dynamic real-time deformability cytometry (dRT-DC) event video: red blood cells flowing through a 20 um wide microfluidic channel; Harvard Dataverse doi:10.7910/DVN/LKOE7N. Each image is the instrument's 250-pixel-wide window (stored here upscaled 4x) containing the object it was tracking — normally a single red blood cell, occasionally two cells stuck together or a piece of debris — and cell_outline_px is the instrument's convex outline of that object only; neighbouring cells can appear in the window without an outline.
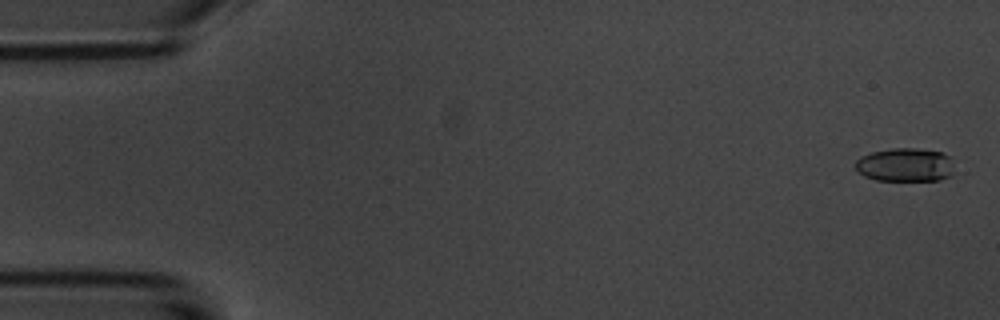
{"species": "common noctule bat (a hibernating species)", "species_latin": "Nyctalus noctula", "temperature_condition": "room temperature", "stored_images_in_passage": 5, "camera_frame_rate_fps": 3000, "um_per_image_px": 0.085, "animal": {"sex": "male", "body_mass_g": 20.1, "forearm_length_mm": 53.5}, "frame": {"image": 1, "passage_image": 1, "time_ms": 0.0, "image_size_px": [1000, 320], "cell_outline_px": [[952, 176], [940, 180], [876, 180], [864, 176], [856, 172], [856, 160], [860, 156], [872, 152], [892, 148], [916, 148], [944, 152], [952, 156]], "centroid_in_image_um": [76.96, 14.0], "position_along_channel_um": 8.0, "area_um2": 19.65}}
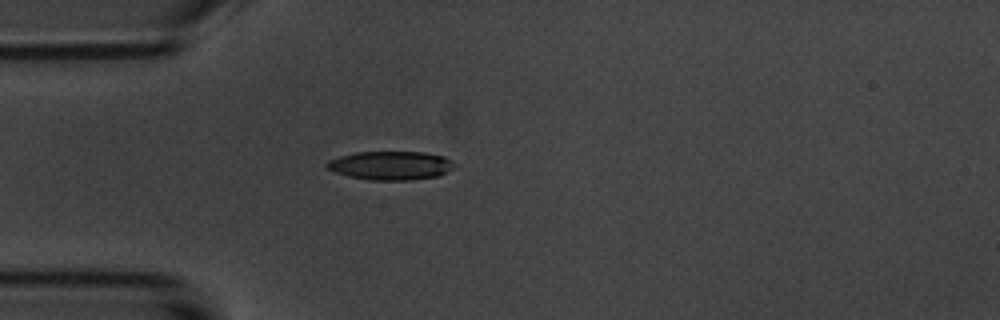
{"frame": {"image": 2, "passage_image": 5, "time_ms": 4.667, "image_size_px": [1000, 320], "cell_outline_px": [[456, 164], [452, 168], [440, 176], [412, 180], [368, 180], [348, 176], [336, 172], [328, 168], [324, 164], [328, 160], [340, 156], [356, 152], [424, 152], [444, 156]], "centroid_in_image_um": [33.21, 14.07], "position_along_channel_um": 51.8, "area_um2": 21.39}}